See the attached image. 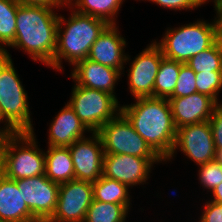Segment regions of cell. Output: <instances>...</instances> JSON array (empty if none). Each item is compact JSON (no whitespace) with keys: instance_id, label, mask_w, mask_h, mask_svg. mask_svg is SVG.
Segmentation results:
<instances>
[{"instance_id":"6da1fadb","label":"cell","mask_w":222,"mask_h":222,"mask_svg":"<svg viewBox=\"0 0 222 222\" xmlns=\"http://www.w3.org/2000/svg\"><path fill=\"white\" fill-rule=\"evenodd\" d=\"M54 8L18 3L15 40L10 47L24 50L33 61L48 66L57 47L59 15Z\"/></svg>"},{"instance_id":"7a4b0ae2","label":"cell","mask_w":222,"mask_h":222,"mask_svg":"<svg viewBox=\"0 0 222 222\" xmlns=\"http://www.w3.org/2000/svg\"><path fill=\"white\" fill-rule=\"evenodd\" d=\"M131 105L121 106V112L131 122L136 132L165 161L171 154L176 127L167 98H135Z\"/></svg>"},{"instance_id":"3957f363","label":"cell","mask_w":222,"mask_h":222,"mask_svg":"<svg viewBox=\"0 0 222 222\" xmlns=\"http://www.w3.org/2000/svg\"><path fill=\"white\" fill-rule=\"evenodd\" d=\"M72 10L67 20L61 15L58 19L57 47L53 61L48 65L57 71L63 70L62 59L73 66L86 59L93 43L109 25L103 19Z\"/></svg>"},{"instance_id":"277c9868","label":"cell","mask_w":222,"mask_h":222,"mask_svg":"<svg viewBox=\"0 0 222 222\" xmlns=\"http://www.w3.org/2000/svg\"><path fill=\"white\" fill-rule=\"evenodd\" d=\"M197 20L195 23L167 29L165 35L155 44L167 59L186 64L187 61L211 47L218 40V24Z\"/></svg>"},{"instance_id":"5b68a950","label":"cell","mask_w":222,"mask_h":222,"mask_svg":"<svg viewBox=\"0 0 222 222\" xmlns=\"http://www.w3.org/2000/svg\"><path fill=\"white\" fill-rule=\"evenodd\" d=\"M32 132H15L0 140L3 174L19 180L45 174V152L38 148Z\"/></svg>"},{"instance_id":"8992f818","label":"cell","mask_w":222,"mask_h":222,"mask_svg":"<svg viewBox=\"0 0 222 222\" xmlns=\"http://www.w3.org/2000/svg\"><path fill=\"white\" fill-rule=\"evenodd\" d=\"M27 92L14 68L9 52L0 54V112L16 132H32Z\"/></svg>"},{"instance_id":"52a82bcc","label":"cell","mask_w":222,"mask_h":222,"mask_svg":"<svg viewBox=\"0 0 222 222\" xmlns=\"http://www.w3.org/2000/svg\"><path fill=\"white\" fill-rule=\"evenodd\" d=\"M72 88V96L67 104L90 133H96L121 111L118 100L105 91L76 84Z\"/></svg>"},{"instance_id":"ba28073f","label":"cell","mask_w":222,"mask_h":222,"mask_svg":"<svg viewBox=\"0 0 222 222\" xmlns=\"http://www.w3.org/2000/svg\"><path fill=\"white\" fill-rule=\"evenodd\" d=\"M96 133L101 138L105 154L161 158L136 132L131 122L121 111Z\"/></svg>"},{"instance_id":"9c48e42d","label":"cell","mask_w":222,"mask_h":222,"mask_svg":"<svg viewBox=\"0 0 222 222\" xmlns=\"http://www.w3.org/2000/svg\"><path fill=\"white\" fill-rule=\"evenodd\" d=\"M177 149L197 165L216 159L217 151L209 121L178 128L173 150L164 162L173 159Z\"/></svg>"},{"instance_id":"30bf717a","label":"cell","mask_w":222,"mask_h":222,"mask_svg":"<svg viewBox=\"0 0 222 222\" xmlns=\"http://www.w3.org/2000/svg\"><path fill=\"white\" fill-rule=\"evenodd\" d=\"M93 199L90 182L74 179L60 184L57 207L47 222H84Z\"/></svg>"},{"instance_id":"8fae6325","label":"cell","mask_w":222,"mask_h":222,"mask_svg":"<svg viewBox=\"0 0 222 222\" xmlns=\"http://www.w3.org/2000/svg\"><path fill=\"white\" fill-rule=\"evenodd\" d=\"M15 182L31 213L40 222H47L57 207L59 184L51 181L45 174Z\"/></svg>"},{"instance_id":"7c38bea8","label":"cell","mask_w":222,"mask_h":222,"mask_svg":"<svg viewBox=\"0 0 222 222\" xmlns=\"http://www.w3.org/2000/svg\"><path fill=\"white\" fill-rule=\"evenodd\" d=\"M162 158H142L125 154H104L102 176L130 186L143 185L149 178L154 163Z\"/></svg>"},{"instance_id":"4fadbf2b","label":"cell","mask_w":222,"mask_h":222,"mask_svg":"<svg viewBox=\"0 0 222 222\" xmlns=\"http://www.w3.org/2000/svg\"><path fill=\"white\" fill-rule=\"evenodd\" d=\"M161 49L153 41L140 52L130 65L129 92L135 98L154 97V83L162 59Z\"/></svg>"},{"instance_id":"5bb4252c","label":"cell","mask_w":222,"mask_h":222,"mask_svg":"<svg viewBox=\"0 0 222 222\" xmlns=\"http://www.w3.org/2000/svg\"><path fill=\"white\" fill-rule=\"evenodd\" d=\"M75 179L94 183L102 176L104 149L100 136L92 133L90 138L75 141L69 147Z\"/></svg>"},{"instance_id":"9a60e30c","label":"cell","mask_w":222,"mask_h":222,"mask_svg":"<svg viewBox=\"0 0 222 222\" xmlns=\"http://www.w3.org/2000/svg\"><path fill=\"white\" fill-rule=\"evenodd\" d=\"M117 24H109L91 46L88 59L122 73L130 56L125 54L126 40L120 35ZM124 49V50H123Z\"/></svg>"},{"instance_id":"2e32d148","label":"cell","mask_w":222,"mask_h":222,"mask_svg":"<svg viewBox=\"0 0 222 222\" xmlns=\"http://www.w3.org/2000/svg\"><path fill=\"white\" fill-rule=\"evenodd\" d=\"M176 129L209 121L219 105L212 97L199 92L184 97H168Z\"/></svg>"},{"instance_id":"e0dca14e","label":"cell","mask_w":222,"mask_h":222,"mask_svg":"<svg viewBox=\"0 0 222 222\" xmlns=\"http://www.w3.org/2000/svg\"><path fill=\"white\" fill-rule=\"evenodd\" d=\"M122 74L124 73L115 68L104 66L86 58L74 65L70 76L76 85L105 91L117 99L114 92L115 85Z\"/></svg>"},{"instance_id":"ac0fdd59","label":"cell","mask_w":222,"mask_h":222,"mask_svg":"<svg viewBox=\"0 0 222 222\" xmlns=\"http://www.w3.org/2000/svg\"><path fill=\"white\" fill-rule=\"evenodd\" d=\"M85 131L90 132L74 110L65 104L49 126L48 146L69 147L75 141L85 138Z\"/></svg>"},{"instance_id":"d6986e66","label":"cell","mask_w":222,"mask_h":222,"mask_svg":"<svg viewBox=\"0 0 222 222\" xmlns=\"http://www.w3.org/2000/svg\"><path fill=\"white\" fill-rule=\"evenodd\" d=\"M0 221L40 222L24 202L15 180L4 174L0 177Z\"/></svg>"},{"instance_id":"ffe728a7","label":"cell","mask_w":222,"mask_h":222,"mask_svg":"<svg viewBox=\"0 0 222 222\" xmlns=\"http://www.w3.org/2000/svg\"><path fill=\"white\" fill-rule=\"evenodd\" d=\"M45 175L59 185L75 179L72 157L68 147L48 146L45 152Z\"/></svg>"},{"instance_id":"44dd1931","label":"cell","mask_w":222,"mask_h":222,"mask_svg":"<svg viewBox=\"0 0 222 222\" xmlns=\"http://www.w3.org/2000/svg\"><path fill=\"white\" fill-rule=\"evenodd\" d=\"M124 0H68L67 8L76 12L105 20L108 24H116L118 11ZM70 6V7H69ZM75 7V8H74Z\"/></svg>"},{"instance_id":"7402d4cb","label":"cell","mask_w":222,"mask_h":222,"mask_svg":"<svg viewBox=\"0 0 222 222\" xmlns=\"http://www.w3.org/2000/svg\"><path fill=\"white\" fill-rule=\"evenodd\" d=\"M93 185L94 200L124 205L130 209L129 187L108 177H99Z\"/></svg>"},{"instance_id":"603a6c76","label":"cell","mask_w":222,"mask_h":222,"mask_svg":"<svg viewBox=\"0 0 222 222\" xmlns=\"http://www.w3.org/2000/svg\"><path fill=\"white\" fill-rule=\"evenodd\" d=\"M184 63L163 58L154 83V97L168 98L175 89L180 67Z\"/></svg>"},{"instance_id":"cb8c5ba5","label":"cell","mask_w":222,"mask_h":222,"mask_svg":"<svg viewBox=\"0 0 222 222\" xmlns=\"http://www.w3.org/2000/svg\"><path fill=\"white\" fill-rule=\"evenodd\" d=\"M17 9L16 0H0V54L7 53L5 47L15 40Z\"/></svg>"},{"instance_id":"d4e9b609","label":"cell","mask_w":222,"mask_h":222,"mask_svg":"<svg viewBox=\"0 0 222 222\" xmlns=\"http://www.w3.org/2000/svg\"><path fill=\"white\" fill-rule=\"evenodd\" d=\"M128 212L124 205L93 199L84 222H125Z\"/></svg>"},{"instance_id":"484cf974","label":"cell","mask_w":222,"mask_h":222,"mask_svg":"<svg viewBox=\"0 0 222 222\" xmlns=\"http://www.w3.org/2000/svg\"><path fill=\"white\" fill-rule=\"evenodd\" d=\"M186 65L195 73L222 72V41L218 39L211 47L191 57Z\"/></svg>"},{"instance_id":"4316f807","label":"cell","mask_w":222,"mask_h":222,"mask_svg":"<svg viewBox=\"0 0 222 222\" xmlns=\"http://www.w3.org/2000/svg\"><path fill=\"white\" fill-rule=\"evenodd\" d=\"M196 88L200 94L212 97L218 104V94L222 89V72L196 73Z\"/></svg>"},{"instance_id":"83f0119b","label":"cell","mask_w":222,"mask_h":222,"mask_svg":"<svg viewBox=\"0 0 222 222\" xmlns=\"http://www.w3.org/2000/svg\"><path fill=\"white\" fill-rule=\"evenodd\" d=\"M198 173L200 185L210 192L222 183V164L217 159L199 165Z\"/></svg>"},{"instance_id":"f1b7e54d","label":"cell","mask_w":222,"mask_h":222,"mask_svg":"<svg viewBox=\"0 0 222 222\" xmlns=\"http://www.w3.org/2000/svg\"><path fill=\"white\" fill-rule=\"evenodd\" d=\"M197 92L196 73L186 64L180 67L173 93L169 97H184Z\"/></svg>"},{"instance_id":"f546056e","label":"cell","mask_w":222,"mask_h":222,"mask_svg":"<svg viewBox=\"0 0 222 222\" xmlns=\"http://www.w3.org/2000/svg\"><path fill=\"white\" fill-rule=\"evenodd\" d=\"M143 1V0H142ZM146 1V0H145ZM170 10H194L209 0H147Z\"/></svg>"},{"instance_id":"4dcf8cb0","label":"cell","mask_w":222,"mask_h":222,"mask_svg":"<svg viewBox=\"0 0 222 222\" xmlns=\"http://www.w3.org/2000/svg\"><path fill=\"white\" fill-rule=\"evenodd\" d=\"M216 149H222V104H219L209 119Z\"/></svg>"},{"instance_id":"1f68e13d","label":"cell","mask_w":222,"mask_h":222,"mask_svg":"<svg viewBox=\"0 0 222 222\" xmlns=\"http://www.w3.org/2000/svg\"><path fill=\"white\" fill-rule=\"evenodd\" d=\"M199 222H222V204L208 200Z\"/></svg>"},{"instance_id":"d6a6232c","label":"cell","mask_w":222,"mask_h":222,"mask_svg":"<svg viewBox=\"0 0 222 222\" xmlns=\"http://www.w3.org/2000/svg\"><path fill=\"white\" fill-rule=\"evenodd\" d=\"M16 1L19 4L55 7V9L67 6V2L65 0H16Z\"/></svg>"},{"instance_id":"836d02e7","label":"cell","mask_w":222,"mask_h":222,"mask_svg":"<svg viewBox=\"0 0 222 222\" xmlns=\"http://www.w3.org/2000/svg\"><path fill=\"white\" fill-rule=\"evenodd\" d=\"M0 123H5L4 127H0V140L13 135L16 131L3 119L0 112Z\"/></svg>"},{"instance_id":"e575fe53","label":"cell","mask_w":222,"mask_h":222,"mask_svg":"<svg viewBox=\"0 0 222 222\" xmlns=\"http://www.w3.org/2000/svg\"><path fill=\"white\" fill-rule=\"evenodd\" d=\"M216 20L218 24V39L222 41V8H215Z\"/></svg>"},{"instance_id":"d590c367","label":"cell","mask_w":222,"mask_h":222,"mask_svg":"<svg viewBox=\"0 0 222 222\" xmlns=\"http://www.w3.org/2000/svg\"><path fill=\"white\" fill-rule=\"evenodd\" d=\"M212 195L211 201L222 204V183L212 191Z\"/></svg>"},{"instance_id":"8d00e7d4","label":"cell","mask_w":222,"mask_h":222,"mask_svg":"<svg viewBox=\"0 0 222 222\" xmlns=\"http://www.w3.org/2000/svg\"><path fill=\"white\" fill-rule=\"evenodd\" d=\"M3 175V158L1 153V142H0V177Z\"/></svg>"},{"instance_id":"74e56055","label":"cell","mask_w":222,"mask_h":222,"mask_svg":"<svg viewBox=\"0 0 222 222\" xmlns=\"http://www.w3.org/2000/svg\"><path fill=\"white\" fill-rule=\"evenodd\" d=\"M216 159L222 164V149H216Z\"/></svg>"},{"instance_id":"f35d334b","label":"cell","mask_w":222,"mask_h":222,"mask_svg":"<svg viewBox=\"0 0 222 222\" xmlns=\"http://www.w3.org/2000/svg\"><path fill=\"white\" fill-rule=\"evenodd\" d=\"M214 8H222V0H214Z\"/></svg>"}]
</instances>
